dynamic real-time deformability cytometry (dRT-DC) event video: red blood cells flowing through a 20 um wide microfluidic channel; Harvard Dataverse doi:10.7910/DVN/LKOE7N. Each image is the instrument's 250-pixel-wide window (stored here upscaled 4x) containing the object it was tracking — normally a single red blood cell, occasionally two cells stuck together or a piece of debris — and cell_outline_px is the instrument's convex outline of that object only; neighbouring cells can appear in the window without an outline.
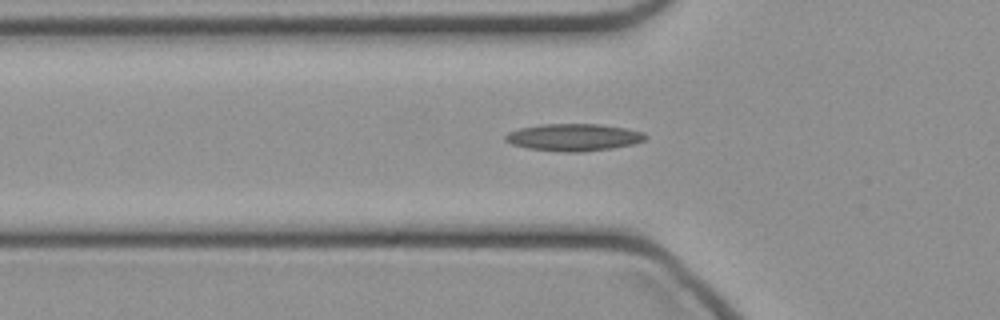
{"species": "common noctule bat (a hibernating species)", "species_latin": "Nyctalus noctula", "temperature_condition": "cold", "stored_images_in_passage": 40, "camera_frame_rate_fps": 3000, "um_per_image_px": 0.085, "animal": {"sex": "female", "body_mass_g": 21.9}, "frame": {"image": 1, "passage_image": 12, "time_ms": 3.667, "image_size_px": [1000, 320], "cell_outline_px": [[648, 136], [644, 140], [632, 144], [612, 148], [584, 152], [564, 152], [528, 148], [512, 144], [504, 140], [504, 136], [508, 132], [520, 128], [544, 124], [600, 124], [624, 128], [644, 132]], "centroid_in_image_um": [48.76, 11.67], "position_along_channel_um": 77.0, "area_um2": 22.14}}
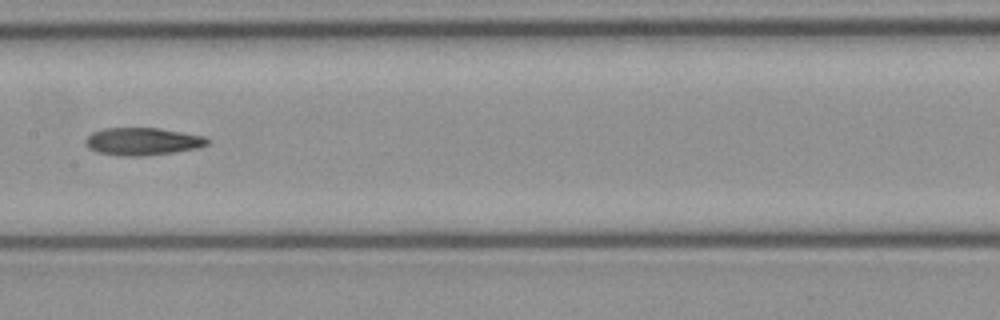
{"frame": {"image": 2, "passage_image": 20, "time_ms": 6.333, "image_size_px": [1000, 320], "cell_outline_px": [[208, 144], [200, 148], [144, 156], [120, 156], [96, 152], [88, 148], [84, 144], [84, 140], [92, 132], [104, 128], [160, 128], [204, 136], [208, 140]], "centroid_in_image_um": [12.08, 12.02], "position_along_channel_um": 195.3, "area_um2": 19.71}}
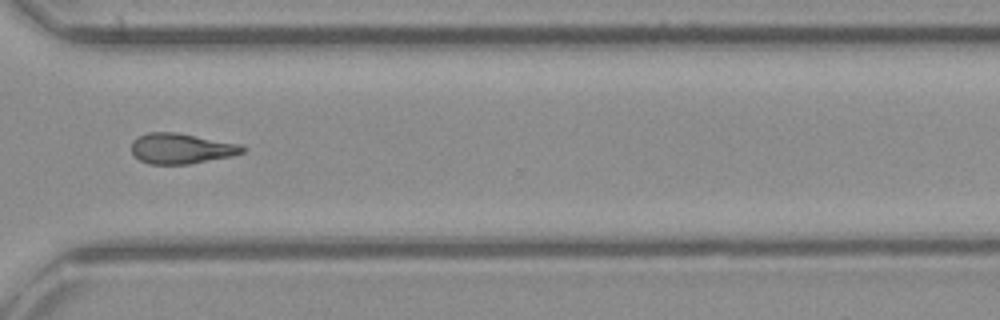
{"frame": {"image": 3, "passage_image": 31, "time_ms": 10.0, "image_size_px": [1000, 320], "cell_outline_px": [[248, 148], [244, 152], [232, 156], [188, 164], [148, 164], [140, 160], [132, 152], [132, 140], [136, 136], [148, 132], [176, 132], [240, 144]], "centroid_in_image_um": [15.4, 12.62], "position_along_channel_um": 355.2, "area_um2": 19.77}}